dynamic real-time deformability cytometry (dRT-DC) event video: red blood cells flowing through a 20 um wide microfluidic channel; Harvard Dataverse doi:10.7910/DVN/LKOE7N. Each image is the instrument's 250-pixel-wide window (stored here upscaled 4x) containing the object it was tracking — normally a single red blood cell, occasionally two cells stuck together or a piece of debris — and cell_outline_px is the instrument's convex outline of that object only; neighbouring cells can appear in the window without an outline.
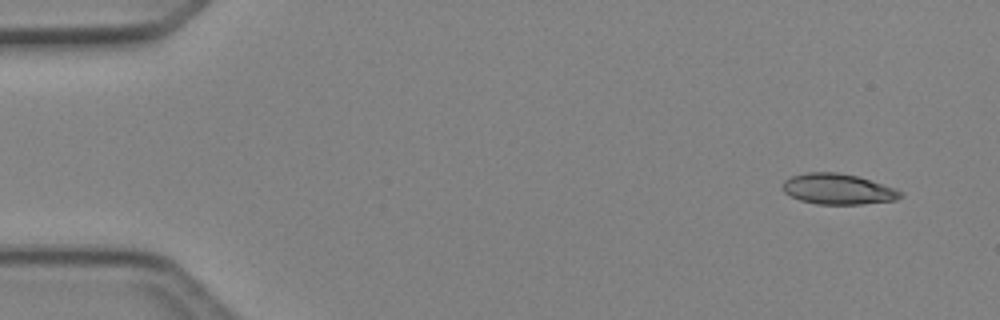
{"species": "Egyptian fruit bat (a non-hibernating species)", "species_latin": "Rousettus aegyptiacus", "temperature_condition": "cold", "stored_images_in_passage": 47, "camera_frame_rate_fps": 3000, "um_per_image_px": 0.085, "animal": {"sex": "female"}, "frame": {"image": 1, "passage_image": 2, "time_ms": 0.333, "image_size_px": [1000, 320], "cell_outline_px": [[904, 196], [896, 200], [860, 204], [816, 204], [800, 200], [784, 192], [780, 188], [784, 180], [792, 176], [808, 172], [836, 172], [856, 176], [896, 188], [904, 192]], "centroid_in_image_um": [71.23, 16.07], "position_along_channel_um": 13.8, "area_um2": 21.1}}
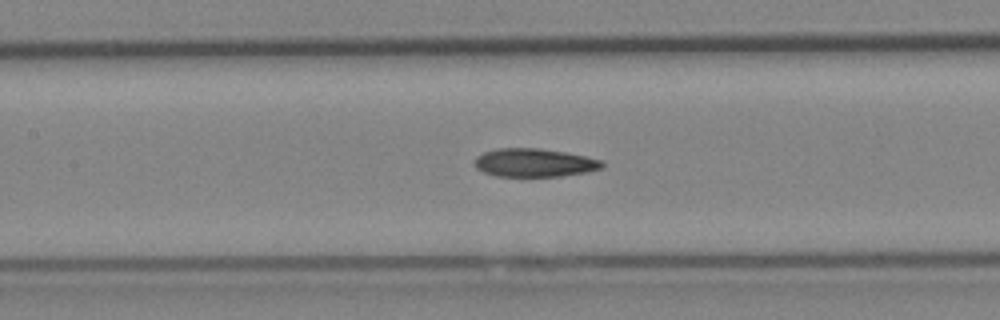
{"frame": {"image": 2, "passage_image": 21, "time_ms": 6.667, "image_size_px": [1000, 320], "cell_outline_px": [[604, 168], [584, 172], [560, 176], [496, 176], [484, 172], [476, 168], [476, 156], [484, 152], [496, 148], [540, 148], [564, 152], [604, 160]], "centroid_in_image_um": [45.43, 13.82], "position_along_channel_um": 162.0, "area_um2": 20.98}}
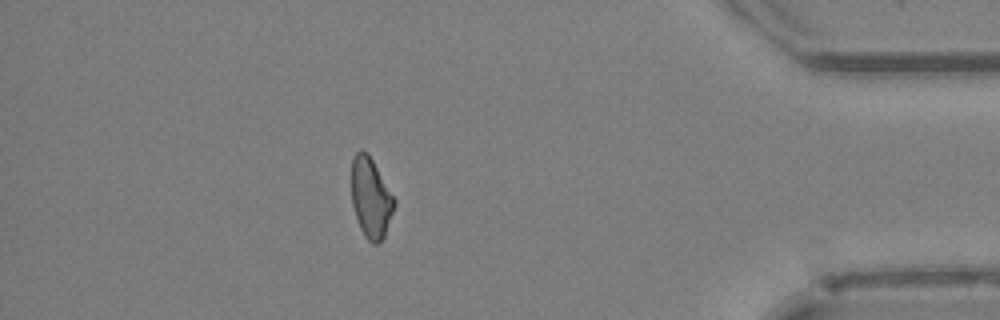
{"frame": {"image": 3, "passage_image": 41, "time_ms": 13.333, "image_size_px": [1000, 320], "cell_outline_px": [[396, 204], [384, 236], [376, 244], [372, 244], [364, 236], [360, 228], [352, 204], [352, 160], [356, 152], [360, 148], [368, 152], [396, 200]], "centroid_in_image_um": [31.52, 16.79], "position_along_channel_um": 403.7, "area_um2": 19.94}, "authors_computed_cell_mechanics": {"area_um2": 20.9814, "velocity_mm_per_s": 4.2495, "shape_relaxation_time_tau1_ms": 6.0044, "shape_relaxation_time_tau2_ms": 5.2635, "deformation_change_tau1": 0.1515, "deformation_change_tau2": 0.1324}}